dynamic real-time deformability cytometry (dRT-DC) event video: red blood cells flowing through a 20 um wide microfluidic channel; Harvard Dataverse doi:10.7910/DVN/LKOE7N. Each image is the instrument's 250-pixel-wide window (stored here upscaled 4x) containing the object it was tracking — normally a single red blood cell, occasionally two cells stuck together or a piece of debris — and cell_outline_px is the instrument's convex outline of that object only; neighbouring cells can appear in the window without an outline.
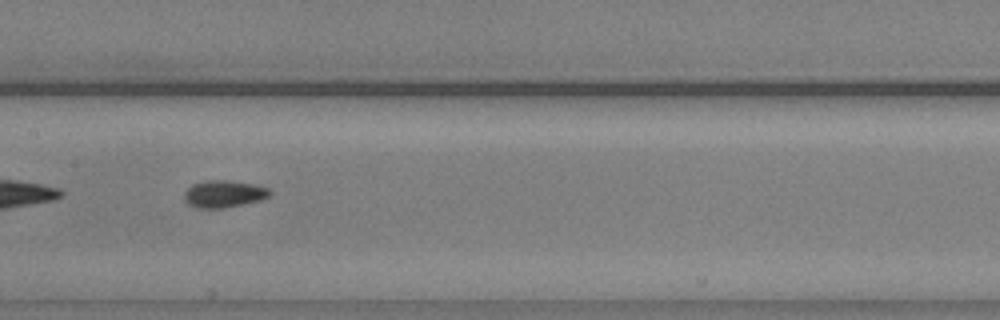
{"species": "common noctule bat (a hibernating species)", "species_latin": "Nyctalus noctula", "temperature_condition": "warm", "stored_images_in_passage": 40, "camera_frame_rate_fps": 3000, "um_per_image_px": 0.085, "animal": {"sex": "male", "body_mass_g": 20.5, "forearm_length_mm": 52.5}, "frame": {"image": 1, "passage_image": 12, "time_ms": 3.667, "image_size_px": [1000, 320], "cell_outline_px": [[272, 192], [268, 196], [260, 200], [224, 208], [196, 208], [188, 204], [184, 200], [184, 192], [192, 184], [204, 180], [228, 180], [252, 184], [268, 188]], "centroid_in_image_um": [18.98, 16.48], "position_along_channel_um": 188.4, "area_um2": 13.53}}
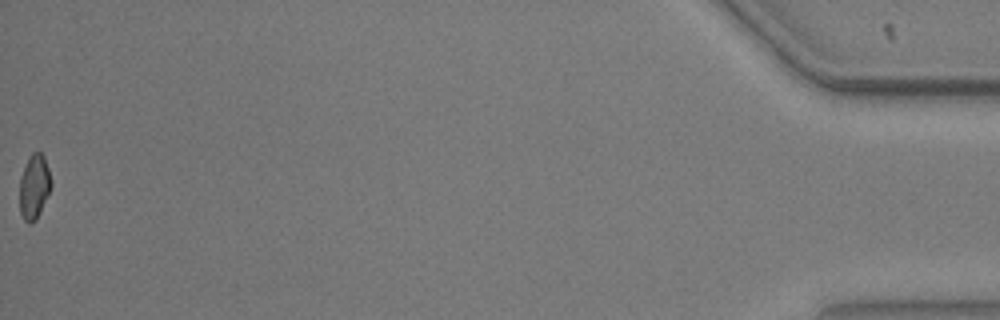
{"frame": {"image": 2, "passage_image": 40, "time_ms": 13.0, "image_size_px": [1000, 320], "cell_outline_px": [[52, 184], [36, 220], [32, 224], [28, 224], [24, 220], [20, 212], [20, 176], [32, 152], [40, 152], [44, 156], [48, 168]], "centroid_in_image_um": [2.9, 15.89], "position_along_channel_um": 432.3, "area_um2": 11.68}, "authors_computed_cell_mechanics": {"area_um2": 12.3692, "velocity_mm_per_s": 3.6957, "shape_relaxation_time_tau1_ms": 2.2588, "shape_relaxation_time_tau2_ms": 3.04, "deformation_change_tau1": 0.1278, "deformation_change_tau2": 0.0826}}